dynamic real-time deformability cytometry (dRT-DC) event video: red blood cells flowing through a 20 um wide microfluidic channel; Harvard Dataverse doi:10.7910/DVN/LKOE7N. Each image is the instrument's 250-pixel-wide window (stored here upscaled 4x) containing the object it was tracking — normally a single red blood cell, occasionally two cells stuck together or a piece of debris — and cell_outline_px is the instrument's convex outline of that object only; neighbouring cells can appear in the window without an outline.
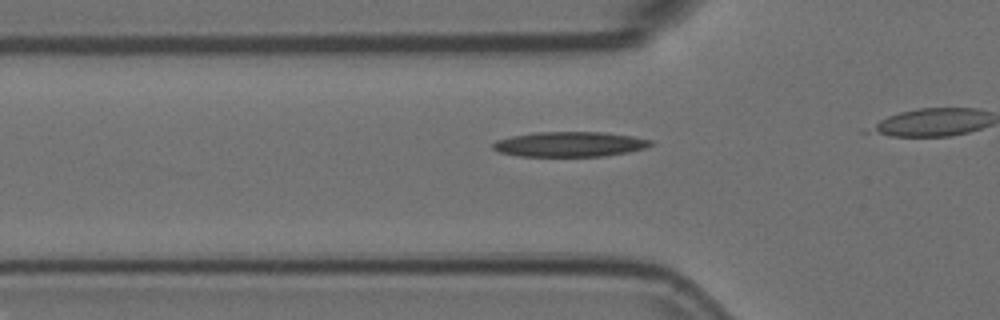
{"species": "Egyptian fruit bat (a non-hibernating species)", "species_latin": "Rousettus aegyptiacus", "temperature_condition": "room temperature", "stored_images_in_passage": 15, "camera_frame_rate_fps": 3000, "um_per_image_px": 0.085, "animal": {"sex": "female"}, "frame": {"image": 1, "passage_image": 3, "time_ms": 0.667, "image_size_px": [1000, 320], "cell_outline_px": [[656, 144], [644, 148], [628, 152], [604, 156], [520, 156], [500, 152], [492, 148], [492, 144], [496, 140], [512, 136], [536, 132], [604, 132], [632, 136], [652, 140]], "centroid_in_image_um": [48.45, 12.25], "position_along_channel_um": 77.3, "area_um2": 23.0}}
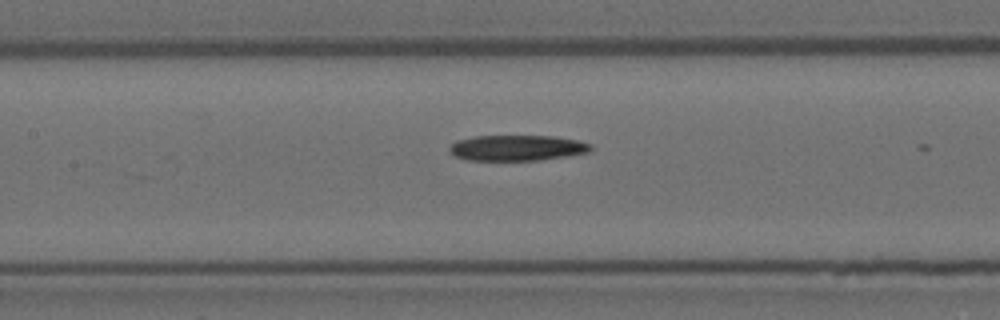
{"frame": {"image": 2, "passage_image": 10, "time_ms": 3.0, "image_size_px": [1000, 320], "cell_outline_px": [[592, 148], [588, 152], [540, 160], [468, 160], [456, 156], [448, 148], [456, 140], [472, 136], [552, 136], [576, 140], [592, 144]], "centroid_in_image_um": [43.93, 12.56], "position_along_channel_um": 163.5, "area_um2": 20.92}}
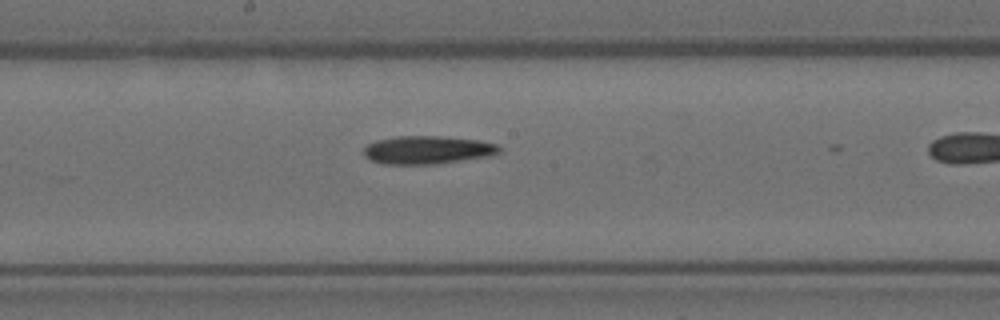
{"frame": {"image": 3, "passage_image": 14, "time_ms": 4.333, "image_size_px": [1000, 320], "cell_outline_px": [[500, 152], [488, 156], [436, 164], [384, 164], [372, 160], [364, 156], [364, 148], [368, 144], [376, 140], [400, 136], [440, 136], [480, 140], [496, 144], [500, 148]], "centroid_in_image_um": [36.33, 12.74], "position_along_channel_um": 211.9, "area_um2": 22.08}}